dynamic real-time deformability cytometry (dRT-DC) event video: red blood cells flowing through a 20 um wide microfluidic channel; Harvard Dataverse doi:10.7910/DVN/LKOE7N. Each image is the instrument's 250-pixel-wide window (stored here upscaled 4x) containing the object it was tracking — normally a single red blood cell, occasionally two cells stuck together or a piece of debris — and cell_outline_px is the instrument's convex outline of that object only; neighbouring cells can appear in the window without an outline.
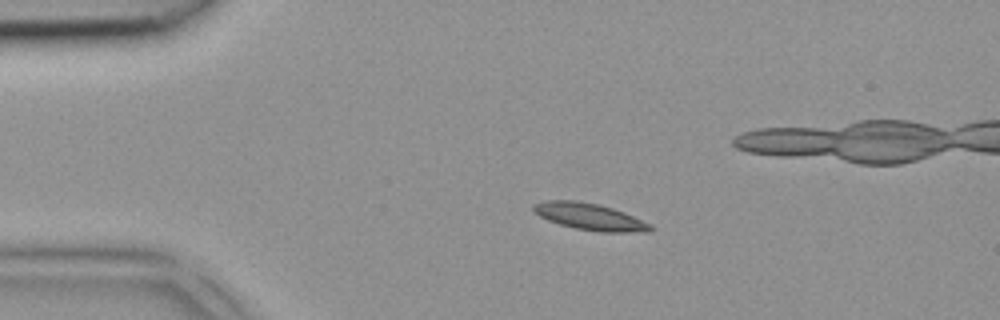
{"species": "common noctule bat (a hibernating species)", "species_latin": "Nyctalus noctula", "temperature_condition": "room temperature", "stored_images_in_passage": 5, "camera_frame_rate_fps": 3000, "um_per_image_px": 0.085, "animal": {"sex": "female", "body_mass_g": 18.4}, "frame": {"image": 1, "passage_image": 3, "time_ms": 0.667, "image_size_px": [1000, 320], "cell_outline_px": [[656, 228], [652, 232], [600, 232], [576, 228], [560, 224], [548, 220], [532, 212], [532, 208], [536, 204], [548, 200], [576, 200], [600, 204], [624, 212], [652, 224]], "centroid_in_image_um": [50.2, 18.42], "position_along_channel_um": 34.8, "area_um2": 18.38}}